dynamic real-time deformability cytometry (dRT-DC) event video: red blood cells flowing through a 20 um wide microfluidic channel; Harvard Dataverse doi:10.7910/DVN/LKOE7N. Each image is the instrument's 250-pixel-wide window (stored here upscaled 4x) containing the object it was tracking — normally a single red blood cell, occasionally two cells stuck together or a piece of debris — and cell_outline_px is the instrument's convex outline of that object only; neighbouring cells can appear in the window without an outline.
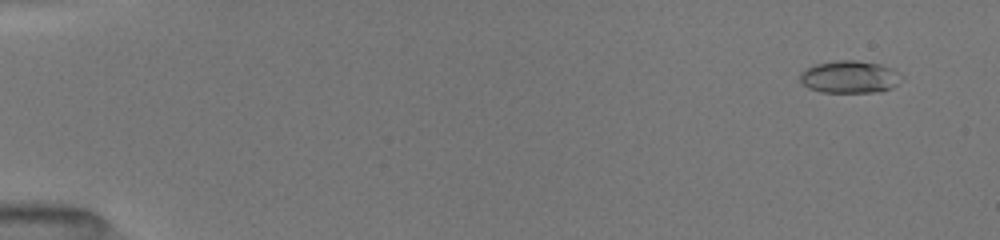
{"species": "common noctule bat (a hibernating species)", "species_latin": "Nyctalus noctula", "temperature_condition": "room temperature", "stored_images_in_passage": 77, "camera_frame_rate_fps": 3000, "um_per_image_px": 0.085, "animal": {"sex": "female", "body_mass_g": 19.5, "forearm_length_mm": 54.1}, "frame": {"image": 1, "passage_image": 5, "time_ms": 1.0, "image_size_px": [1000, 240], "cell_outline_px": [[904, 76], [892, 88], [872, 92], [820, 92], [808, 88], [800, 80], [800, 72], [816, 64], [836, 60], [856, 60], [880, 64], [892, 68]], "centroid_in_image_um": [72.22, 6.53], "position_along_channel_um": 12.8, "area_um2": 19.13}}
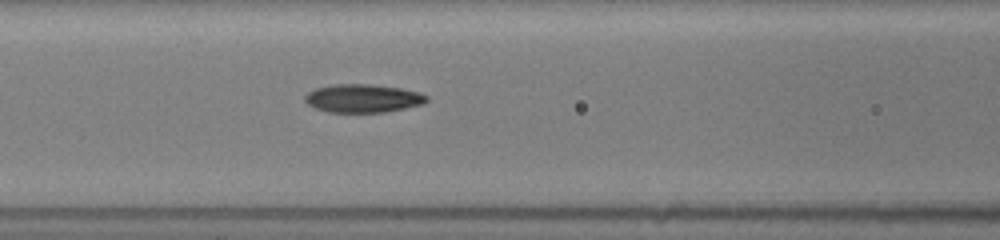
{"frame": {"image": 2, "passage_image": 33, "time_ms": 7.667, "image_size_px": [1000, 240], "cell_outline_px": [[428, 100], [424, 104], [384, 112], [328, 112], [316, 108], [308, 104], [304, 100], [304, 96], [308, 92], [316, 88], [332, 84], [368, 84], [400, 88], [420, 92], [428, 96]], "centroid_in_image_um": [30.85, 8.35], "position_along_channel_um": 135.8, "area_um2": 20.06}}
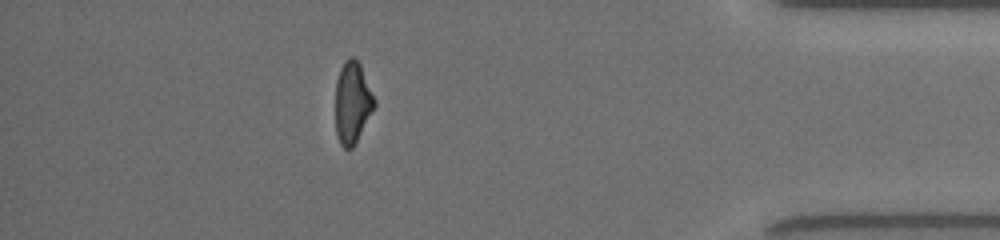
{"frame": {"image": 3, "passage_image": 68, "time_ms": 15.333, "image_size_px": [1000, 240], "cell_outline_px": [[376, 104], [352, 148], [344, 148], [340, 144], [336, 132], [336, 80], [340, 68], [344, 60], [348, 56], [352, 56], [360, 64], [376, 100]], "centroid_in_image_um": [29.94, 8.67], "position_along_channel_um": 405.3, "area_um2": 18.38}, "authors_computed_cell_mechanics": {"area_um2": 19.363, "velocity_mm_per_s": 4.0072, "shape_relaxation_time_tau1_ms": 3.7833, "shape_relaxation_time_tau2_ms": 2.0202, "deformation_change_tau1": 0.1694, "deformation_change_tau2": 0.0893}}